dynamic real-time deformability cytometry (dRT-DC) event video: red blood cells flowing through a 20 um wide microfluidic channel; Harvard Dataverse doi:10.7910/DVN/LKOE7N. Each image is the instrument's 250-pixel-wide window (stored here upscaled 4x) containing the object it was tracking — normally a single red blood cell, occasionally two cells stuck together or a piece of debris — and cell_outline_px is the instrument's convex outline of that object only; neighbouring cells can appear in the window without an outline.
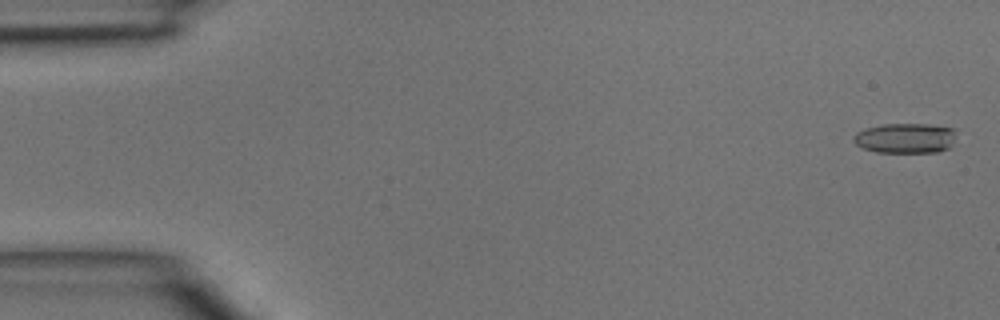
{"species": "common noctule bat (a hibernating species)", "species_latin": "Nyctalus noctula", "temperature_condition": "room temperature", "stored_images_in_passage": 4, "camera_frame_rate_fps": 3000, "um_per_image_px": 0.085, "animal": {"sex": "male", "body_mass_g": 15.6}, "frame": {"image": 1, "passage_image": 1, "time_ms": 0.0, "image_size_px": [1000, 320], "cell_outline_px": [[956, 128], [952, 144], [948, 148], [936, 152], [876, 152], [864, 148], [856, 144], [852, 140], [852, 136], [856, 132], [864, 128], [884, 124], [928, 124]], "centroid_in_image_um": [76.93, 11.73], "position_along_channel_um": 8.1, "area_um2": 18.09}}
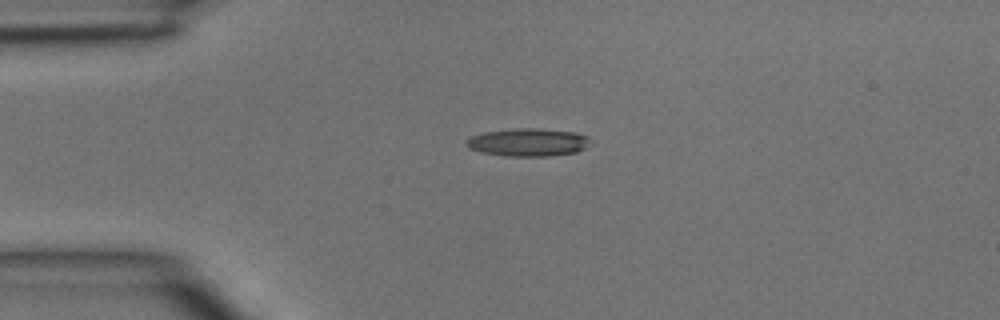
{"frame": {"image": 2, "passage_image": 3, "time_ms": 0.667, "image_size_px": [1000, 320], "cell_outline_px": [[588, 140], [584, 148], [576, 152], [548, 156], [508, 156], [480, 152], [464, 144], [472, 136], [484, 132], [512, 128], [540, 128], [576, 132], [588, 136]], "centroid_in_image_um": [44.88, 12.08], "position_along_channel_um": 40.1, "area_um2": 20.0}}
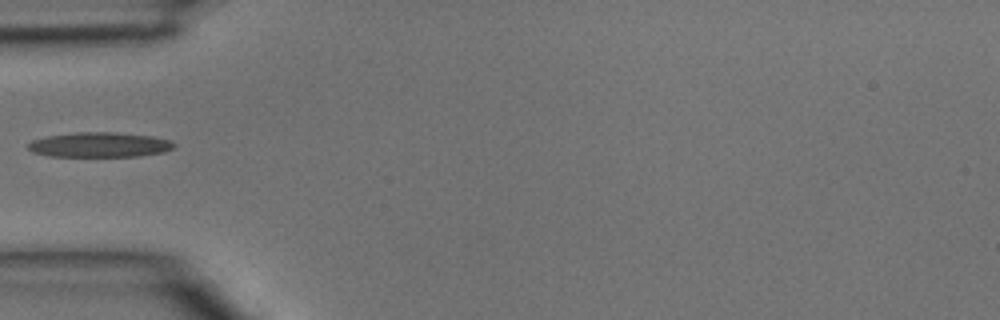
{"frame": {"image": 3, "passage_image": 4, "time_ms": 1.0, "image_size_px": [1000, 320], "cell_outline_px": [[176, 144], [172, 148], [164, 152], [136, 156], [52, 156], [32, 152], [28, 148], [28, 144], [32, 140], [48, 136], [76, 132], [112, 132], [152, 136], [168, 140]], "centroid_in_image_um": [8.45, 12.3], "position_along_channel_um": 76.6, "area_um2": 20.92}}